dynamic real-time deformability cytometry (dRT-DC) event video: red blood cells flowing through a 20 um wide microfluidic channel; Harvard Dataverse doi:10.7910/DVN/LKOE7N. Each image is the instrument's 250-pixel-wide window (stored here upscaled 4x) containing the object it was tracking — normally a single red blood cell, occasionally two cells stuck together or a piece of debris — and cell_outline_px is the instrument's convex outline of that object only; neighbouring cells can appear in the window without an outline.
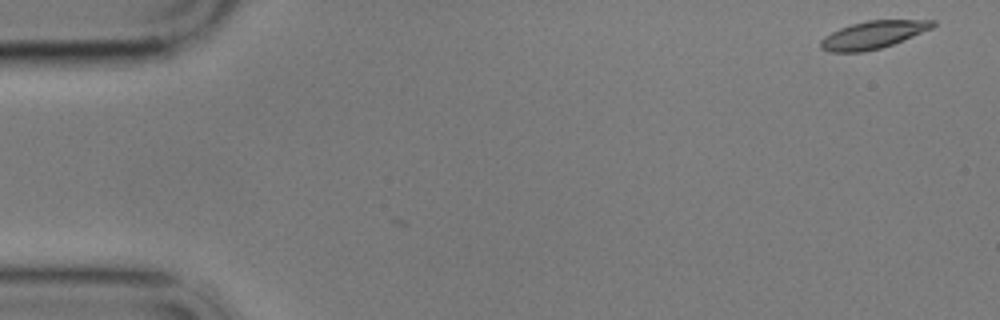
{"species": "common noctule bat (a hibernating species)", "species_latin": "Nyctalus noctula", "temperature_condition": "cold", "stored_images_in_passage": 5, "camera_frame_rate_fps": 3000, "um_per_image_px": 0.085, "animal": {"sex": "male", "body_mass_g": 17.9}, "frame": {"image": 1, "passage_image": 1, "time_ms": 0.0, "image_size_px": [1000, 320], "cell_outline_px": [[936, 24], [932, 28], [892, 44], [880, 48], [860, 52], [828, 52], [820, 48], [820, 40], [824, 36], [840, 28], [852, 24], [868, 20], [936, 20]], "centroid_in_image_um": [74.18, 2.96], "position_along_channel_um": 10.8, "area_um2": 17.86}}
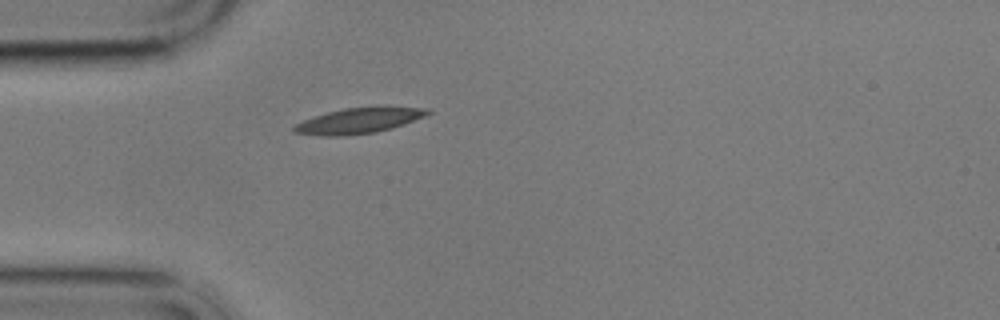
{"frame": {"image": 2, "passage_image": 5, "time_ms": 4.667, "image_size_px": [1000, 320], "cell_outline_px": [[432, 112], [424, 116], [404, 124], [392, 128], [376, 132], [344, 136], [320, 136], [292, 132], [292, 128], [296, 124], [304, 120], [328, 112], [344, 108], [428, 108]], "centroid_in_image_um": [30.44, 10.29], "position_along_channel_um": 54.6, "area_um2": 19.31}}